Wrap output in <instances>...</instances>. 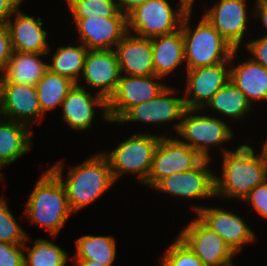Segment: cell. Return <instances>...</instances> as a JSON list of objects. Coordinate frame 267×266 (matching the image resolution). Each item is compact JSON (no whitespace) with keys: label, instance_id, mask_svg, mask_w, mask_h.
<instances>
[{"label":"cell","instance_id":"6da1fadb","mask_svg":"<svg viewBox=\"0 0 267 266\" xmlns=\"http://www.w3.org/2000/svg\"><path fill=\"white\" fill-rule=\"evenodd\" d=\"M62 165L63 162L59 161L50 169L61 179L73 213L94 202L115 182L110 163L104 153L96 154L71 168L66 179L62 175Z\"/></svg>","mask_w":267,"mask_h":266},{"label":"cell","instance_id":"7a4b0ae2","mask_svg":"<svg viewBox=\"0 0 267 266\" xmlns=\"http://www.w3.org/2000/svg\"><path fill=\"white\" fill-rule=\"evenodd\" d=\"M222 151V176L214 178L215 196L243 200L251 189L267 180V164L251 146L243 144L235 151Z\"/></svg>","mask_w":267,"mask_h":266},{"label":"cell","instance_id":"3957f363","mask_svg":"<svg viewBox=\"0 0 267 266\" xmlns=\"http://www.w3.org/2000/svg\"><path fill=\"white\" fill-rule=\"evenodd\" d=\"M26 215L30 221L49 230L55 237L66 219L72 214L67 192L61 179L48 169L36 182L26 202Z\"/></svg>","mask_w":267,"mask_h":266},{"label":"cell","instance_id":"277c9868","mask_svg":"<svg viewBox=\"0 0 267 266\" xmlns=\"http://www.w3.org/2000/svg\"><path fill=\"white\" fill-rule=\"evenodd\" d=\"M191 13L192 11H188L185 14L180 26L183 35L186 69L230 62V56L234 48L204 16L192 31L189 26Z\"/></svg>","mask_w":267,"mask_h":266},{"label":"cell","instance_id":"5b68a950","mask_svg":"<svg viewBox=\"0 0 267 266\" xmlns=\"http://www.w3.org/2000/svg\"><path fill=\"white\" fill-rule=\"evenodd\" d=\"M179 3V9L173 10L168 0H148L127 15V32L153 38L179 30L188 12L183 1Z\"/></svg>","mask_w":267,"mask_h":266},{"label":"cell","instance_id":"8992f818","mask_svg":"<svg viewBox=\"0 0 267 266\" xmlns=\"http://www.w3.org/2000/svg\"><path fill=\"white\" fill-rule=\"evenodd\" d=\"M162 136L138 133L129 137L108 154L114 181L123 173L138 174L143 184L147 181L156 146Z\"/></svg>","mask_w":267,"mask_h":266},{"label":"cell","instance_id":"52a82bcc","mask_svg":"<svg viewBox=\"0 0 267 266\" xmlns=\"http://www.w3.org/2000/svg\"><path fill=\"white\" fill-rule=\"evenodd\" d=\"M198 111L200 110L186 109L182 119L173 124V127L183 137V141L179 139L181 142L194 149L202 158L210 160V147L230 141L233 132L220 118L195 115Z\"/></svg>","mask_w":267,"mask_h":266},{"label":"cell","instance_id":"ba28073f","mask_svg":"<svg viewBox=\"0 0 267 266\" xmlns=\"http://www.w3.org/2000/svg\"><path fill=\"white\" fill-rule=\"evenodd\" d=\"M202 158L194 149H191L179 138H160L152 160V165L147 181L144 184L154 187L161 179L197 167Z\"/></svg>","mask_w":267,"mask_h":266},{"label":"cell","instance_id":"9c48e42d","mask_svg":"<svg viewBox=\"0 0 267 266\" xmlns=\"http://www.w3.org/2000/svg\"><path fill=\"white\" fill-rule=\"evenodd\" d=\"M237 52L238 49L233 50L230 62L187 70V86L184 96L187 109H204L214 94L229 82L230 67L227 64L233 61Z\"/></svg>","mask_w":267,"mask_h":266},{"label":"cell","instance_id":"30bf717a","mask_svg":"<svg viewBox=\"0 0 267 266\" xmlns=\"http://www.w3.org/2000/svg\"><path fill=\"white\" fill-rule=\"evenodd\" d=\"M155 79V81H154ZM161 77L122 75L117 88L107 101L110 122H117L131 107L155 98L165 87L156 82Z\"/></svg>","mask_w":267,"mask_h":266},{"label":"cell","instance_id":"8fae6325","mask_svg":"<svg viewBox=\"0 0 267 266\" xmlns=\"http://www.w3.org/2000/svg\"><path fill=\"white\" fill-rule=\"evenodd\" d=\"M211 160L204 159L192 170L171 174L153 188L184 199H201L215 196V174L208 168Z\"/></svg>","mask_w":267,"mask_h":266},{"label":"cell","instance_id":"7c38bea8","mask_svg":"<svg viewBox=\"0 0 267 266\" xmlns=\"http://www.w3.org/2000/svg\"><path fill=\"white\" fill-rule=\"evenodd\" d=\"M205 266H219L230 262L235 253L226 242L199 218L192 220L178 236Z\"/></svg>","mask_w":267,"mask_h":266},{"label":"cell","instance_id":"4fadbf2b","mask_svg":"<svg viewBox=\"0 0 267 266\" xmlns=\"http://www.w3.org/2000/svg\"><path fill=\"white\" fill-rule=\"evenodd\" d=\"M198 218L217 233L237 254L242 251L244 243L254 241L255 234L243 218L221 208L194 206Z\"/></svg>","mask_w":267,"mask_h":266},{"label":"cell","instance_id":"5bb4252c","mask_svg":"<svg viewBox=\"0 0 267 266\" xmlns=\"http://www.w3.org/2000/svg\"><path fill=\"white\" fill-rule=\"evenodd\" d=\"M175 89L166 86L155 98L131 107L117 123L145 122L161 124L180 120L185 112L184 98H175Z\"/></svg>","mask_w":267,"mask_h":266},{"label":"cell","instance_id":"9a60e30c","mask_svg":"<svg viewBox=\"0 0 267 266\" xmlns=\"http://www.w3.org/2000/svg\"><path fill=\"white\" fill-rule=\"evenodd\" d=\"M246 0H219L203 15L221 36L238 49L247 29Z\"/></svg>","mask_w":267,"mask_h":266},{"label":"cell","instance_id":"2e32d148","mask_svg":"<svg viewBox=\"0 0 267 266\" xmlns=\"http://www.w3.org/2000/svg\"><path fill=\"white\" fill-rule=\"evenodd\" d=\"M120 65L114 49L88 50L81 77L106 101L115 92L121 77Z\"/></svg>","mask_w":267,"mask_h":266},{"label":"cell","instance_id":"e0dca14e","mask_svg":"<svg viewBox=\"0 0 267 266\" xmlns=\"http://www.w3.org/2000/svg\"><path fill=\"white\" fill-rule=\"evenodd\" d=\"M81 44L88 50H110L127 33V17L74 19Z\"/></svg>","mask_w":267,"mask_h":266},{"label":"cell","instance_id":"ac0fdd59","mask_svg":"<svg viewBox=\"0 0 267 266\" xmlns=\"http://www.w3.org/2000/svg\"><path fill=\"white\" fill-rule=\"evenodd\" d=\"M80 85L75 84L61 104L64 122L68 123L72 129L87 130L93 123L95 107L102 109V118L110 121L107 101L97 93L95 96L91 95L86 87Z\"/></svg>","mask_w":267,"mask_h":266},{"label":"cell","instance_id":"d6986e66","mask_svg":"<svg viewBox=\"0 0 267 266\" xmlns=\"http://www.w3.org/2000/svg\"><path fill=\"white\" fill-rule=\"evenodd\" d=\"M1 117L28 125L43 117L36 86L4 82Z\"/></svg>","mask_w":267,"mask_h":266},{"label":"cell","instance_id":"ffe728a7","mask_svg":"<svg viewBox=\"0 0 267 266\" xmlns=\"http://www.w3.org/2000/svg\"><path fill=\"white\" fill-rule=\"evenodd\" d=\"M127 32L114 51L120 71L131 76H150L154 73L151 38Z\"/></svg>","mask_w":267,"mask_h":266},{"label":"cell","instance_id":"44dd1931","mask_svg":"<svg viewBox=\"0 0 267 266\" xmlns=\"http://www.w3.org/2000/svg\"><path fill=\"white\" fill-rule=\"evenodd\" d=\"M14 13V21L10 17L6 22L13 51L49 53L47 31L42 28V19L28 16L20 9Z\"/></svg>","mask_w":267,"mask_h":266},{"label":"cell","instance_id":"7402d4cb","mask_svg":"<svg viewBox=\"0 0 267 266\" xmlns=\"http://www.w3.org/2000/svg\"><path fill=\"white\" fill-rule=\"evenodd\" d=\"M230 80L244 93L248 102L267 100V68L251 57L230 68Z\"/></svg>","mask_w":267,"mask_h":266},{"label":"cell","instance_id":"603a6c76","mask_svg":"<svg viewBox=\"0 0 267 266\" xmlns=\"http://www.w3.org/2000/svg\"><path fill=\"white\" fill-rule=\"evenodd\" d=\"M154 73L164 78L172 73L184 59V43L181 29L151 38Z\"/></svg>","mask_w":267,"mask_h":266},{"label":"cell","instance_id":"cb8c5ba5","mask_svg":"<svg viewBox=\"0 0 267 266\" xmlns=\"http://www.w3.org/2000/svg\"><path fill=\"white\" fill-rule=\"evenodd\" d=\"M47 54L13 51L3 70L5 82L36 86L48 70V63L40 60Z\"/></svg>","mask_w":267,"mask_h":266},{"label":"cell","instance_id":"d4e9b609","mask_svg":"<svg viewBox=\"0 0 267 266\" xmlns=\"http://www.w3.org/2000/svg\"><path fill=\"white\" fill-rule=\"evenodd\" d=\"M30 129L24 123L0 118V172L30 150Z\"/></svg>","mask_w":267,"mask_h":266},{"label":"cell","instance_id":"484cf974","mask_svg":"<svg viewBox=\"0 0 267 266\" xmlns=\"http://www.w3.org/2000/svg\"><path fill=\"white\" fill-rule=\"evenodd\" d=\"M244 93L231 81L218 90L205 107L232 119H244L251 108Z\"/></svg>","mask_w":267,"mask_h":266},{"label":"cell","instance_id":"4316f807","mask_svg":"<svg viewBox=\"0 0 267 266\" xmlns=\"http://www.w3.org/2000/svg\"><path fill=\"white\" fill-rule=\"evenodd\" d=\"M87 52L88 49L83 44L59 47L52 57L51 64L48 63V69L78 84V77L83 74Z\"/></svg>","mask_w":267,"mask_h":266},{"label":"cell","instance_id":"83f0119b","mask_svg":"<svg viewBox=\"0 0 267 266\" xmlns=\"http://www.w3.org/2000/svg\"><path fill=\"white\" fill-rule=\"evenodd\" d=\"M74 259H90L102 265L112 266L116 257V241L113 236L85 235L76 239Z\"/></svg>","mask_w":267,"mask_h":266},{"label":"cell","instance_id":"f1b7e54d","mask_svg":"<svg viewBox=\"0 0 267 266\" xmlns=\"http://www.w3.org/2000/svg\"><path fill=\"white\" fill-rule=\"evenodd\" d=\"M74 85L75 83L69 78L55 74L48 69L36 85L42 114L45 115L46 111L61 106Z\"/></svg>","mask_w":267,"mask_h":266},{"label":"cell","instance_id":"f546056e","mask_svg":"<svg viewBox=\"0 0 267 266\" xmlns=\"http://www.w3.org/2000/svg\"><path fill=\"white\" fill-rule=\"evenodd\" d=\"M28 255H24V266H65L68 253L47 239H37L30 249L23 245Z\"/></svg>","mask_w":267,"mask_h":266},{"label":"cell","instance_id":"4dcf8cb0","mask_svg":"<svg viewBox=\"0 0 267 266\" xmlns=\"http://www.w3.org/2000/svg\"><path fill=\"white\" fill-rule=\"evenodd\" d=\"M73 19L127 17L115 0H66Z\"/></svg>","mask_w":267,"mask_h":266},{"label":"cell","instance_id":"1f68e13d","mask_svg":"<svg viewBox=\"0 0 267 266\" xmlns=\"http://www.w3.org/2000/svg\"><path fill=\"white\" fill-rule=\"evenodd\" d=\"M29 239L8 209L6 200L2 196L0 198V241L13 245H24Z\"/></svg>","mask_w":267,"mask_h":266},{"label":"cell","instance_id":"d6a6232c","mask_svg":"<svg viewBox=\"0 0 267 266\" xmlns=\"http://www.w3.org/2000/svg\"><path fill=\"white\" fill-rule=\"evenodd\" d=\"M161 266H205L197 255L184 244L178 237L169 246L166 254L162 258Z\"/></svg>","mask_w":267,"mask_h":266},{"label":"cell","instance_id":"836d02e7","mask_svg":"<svg viewBox=\"0 0 267 266\" xmlns=\"http://www.w3.org/2000/svg\"><path fill=\"white\" fill-rule=\"evenodd\" d=\"M24 255L23 245L0 241V266H24Z\"/></svg>","mask_w":267,"mask_h":266},{"label":"cell","instance_id":"e575fe53","mask_svg":"<svg viewBox=\"0 0 267 266\" xmlns=\"http://www.w3.org/2000/svg\"><path fill=\"white\" fill-rule=\"evenodd\" d=\"M243 200L267 219V180L251 189Z\"/></svg>","mask_w":267,"mask_h":266},{"label":"cell","instance_id":"d590c367","mask_svg":"<svg viewBox=\"0 0 267 266\" xmlns=\"http://www.w3.org/2000/svg\"><path fill=\"white\" fill-rule=\"evenodd\" d=\"M13 49L6 23H0V68L5 69Z\"/></svg>","mask_w":267,"mask_h":266},{"label":"cell","instance_id":"8d00e7d4","mask_svg":"<svg viewBox=\"0 0 267 266\" xmlns=\"http://www.w3.org/2000/svg\"><path fill=\"white\" fill-rule=\"evenodd\" d=\"M247 49L252 53V59L267 68V37L261 36L258 39L247 42Z\"/></svg>","mask_w":267,"mask_h":266},{"label":"cell","instance_id":"74e56055","mask_svg":"<svg viewBox=\"0 0 267 266\" xmlns=\"http://www.w3.org/2000/svg\"><path fill=\"white\" fill-rule=\"evenodd\" d=\"M22 4V0H0V23H6Z\"/></svg>","mask_w":267,"mask_h":266},{"label":"cell","instance_id":"f35d334b","mask_svg":"<svg viewBox=\"0 0 267 266\" xmlns=\"http://www.w3.org/2000/svg\"><path fill=\"white\" fill-rule=\"evenodd\" d=\"M147 1L148 0H117L116 4H117L119 11L127 16L136 7L144 4Z\"/></svg>","mask_w":267,"mask_h":266},{"label":"cell","instance_id":"ab89813d","mask_svg":"<svg viewBox=\"0 0 267 266\" xmlns=\"http://www.w3.org/2000/svg\"><path fill=\"white\" fill-rule=\"evenodd\" d=\"M254 16L260 18L267 30V0H256ZM267 37V34L264 35Z\"/></svg>","mask_w":267,"mask_h":266},{"label":"cell","instance_id":"60d3db41","mask_svg":"<svg viewBox=\"0 0 267 266\" xmlns=\"http://www.w3.org/2000/svg\"><path fill=\"white\" fill-rule=\"evenodd\" d=\"M73 266H107L90 259H76Z\"/></svg>","mask_w":267,"mask_h":266},{"label":"cell","instance_id":"b9f144b4","mask_svg":"<svg viewBox=\"0 0 267 266\" xmlns=\"http://www.w3.org/2000/svg\"><path fill=\"white\" fill-rule=\"evenodd\" d=\"M4 82V74H0V112L3 105Z\"/></svg>","mask_w":267,"mask_h":266},{"label":"cell","instance_id":"7bdbcfd3","mask_svg":"<svg viewBox=\"0 0 267 266\" xmlns=\"http://www.w3.org/2000/svg\"><path fill=\"white\" fill-rule=\"evenodd\" d=\"M182 1H183L184 5H185L186 9L188 11H192V8L194 6L193 4H194L195 0H182Z\"/></svg>","mask_w":267,"mask_h":266},{"label":"cell","instance_id":"ee69618b","mask_svg":"<svg viewBox=\"0 0 267 266\" xmlns=\"http://www.w3.org/2000/svg\"><path fill=\"white\" fill-rule=\"evenodd\" d=\"M261 156L263 157L264 162L267 164V140H265Z\"/></svg>","mask_w":267,"mask_h":266},{"label":"cell","instance_id":"f6af8a7d","mask_svg":"<svg viewBox=\"0 0 267 266\" xmlns=\"http://www.w3.org/2000/svg\"><path fill=\"white\" fill-rule=\"evenodd\" d=\"M219 266H233L232 260L230 262H227L225 264L219 265Z\"/></svg>","mask_w":267,"mask_h":266},{"label":"cell","instance_id":"bcb514c9","mask_svg":"<svg viewBox=\"0 0 267 266\" xmlns=\"http://www.w3.org/2000/svg\"><path fill=\"white\" fill-rule=\"evenodd\" d=\"M0 74H4L3 70L0 68Z\"/></svg>","mask_w":267,"mask_h":266}]
</instances>
